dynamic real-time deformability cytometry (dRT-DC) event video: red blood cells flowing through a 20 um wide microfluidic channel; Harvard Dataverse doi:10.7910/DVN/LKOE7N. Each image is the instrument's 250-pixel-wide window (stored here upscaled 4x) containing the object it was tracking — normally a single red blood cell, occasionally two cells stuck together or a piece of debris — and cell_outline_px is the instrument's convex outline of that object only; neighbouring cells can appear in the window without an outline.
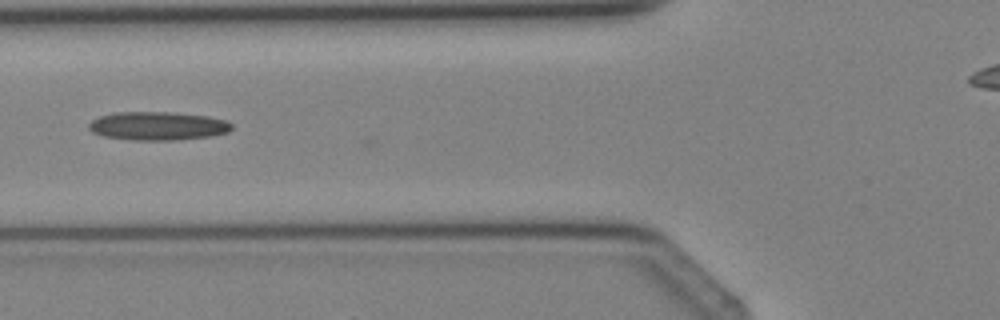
{"species": "Egyptian fruit bat (a non-hibernating species)", "species_latin": "Rousettus aegyptiacus", "temperature_condition": "cold", "stored_images_in_passage": 3, "camera_frame_rate_fps": 3000, "um_per_image_px": 0.085, "animal": {"sex": "female"}, "frame": {"image": 1, "passage_image": 3, "time_ms": 2.333, "image_size_px": [1000, 320], "cell_outline_px": [[232, 128], [228, 132], [212, 136], [176, 140], [136, 140], [100, 136], [92, 132], [88, 128], [88, 124], [92, 120], [100, 116], [116, 112], [172, 112], [208, 116], [224, 120], [232, 124]], "centroid_in_image_um": [13.39, 10.71], "position_along_channel_um": 112.4, "area_um2": 23.81}}